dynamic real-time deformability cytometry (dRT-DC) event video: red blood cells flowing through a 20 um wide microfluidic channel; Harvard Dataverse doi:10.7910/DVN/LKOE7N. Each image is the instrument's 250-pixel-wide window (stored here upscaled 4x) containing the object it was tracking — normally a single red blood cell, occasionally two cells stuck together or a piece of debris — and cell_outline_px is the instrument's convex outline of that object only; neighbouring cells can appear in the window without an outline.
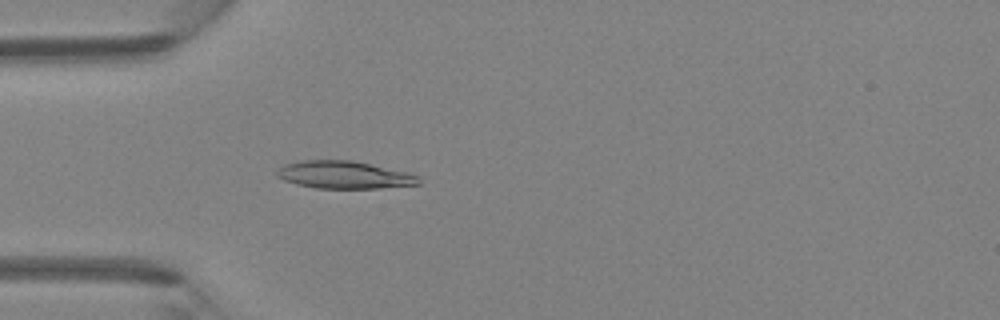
{"species": "Egyptian fruit bat (a non-hibernating species)", "species_latin": "Rousettus aegyptiacus", "temperature_condition": "room temperature", "stored_images_in_passage": 46, "camera_frame_rate_fps": 3000, "um_per_image_px": 0.085, "animal": {"sex": "female"}, "frame": {"image": 1, "passage_image": 14, "time_ms": 4.333, "image_size_px": [1000, 320], "cell_outline_px": [[420, 184], [380, 188], [316, 188], [296, 184], [284, 180], [276, 176], [276, 172], [284, 164], [300, 160], [352, 160], [408, 172], [420, 176]], "centroid_in_image_um": [29.26, 14.86], "position_along_channel_um": 55.7, "area_um2": 22.83}}
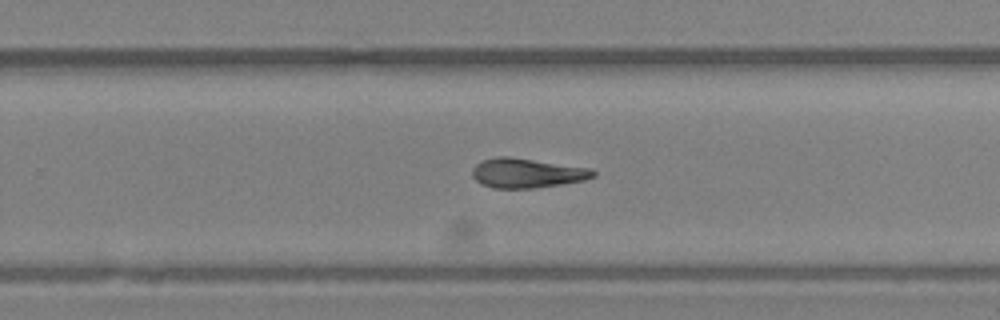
{"frame": {"image": 2, "passage_image": 30, "time_ms": 9.667, "image_size_px": [1000, 320], "cell_outline_px": [[596, 176], [584, 180], [536, 188], [492, 188], [480, 184], [472, 176], [472, 168], [476, 164], [484, 160], [496, 156], [512, 156], [592, 168], [596, 172]], "centroid_in_image_um": [44.79, 14.7], "position_along_channel_um": 285.0, "area_um2": 21.1}}
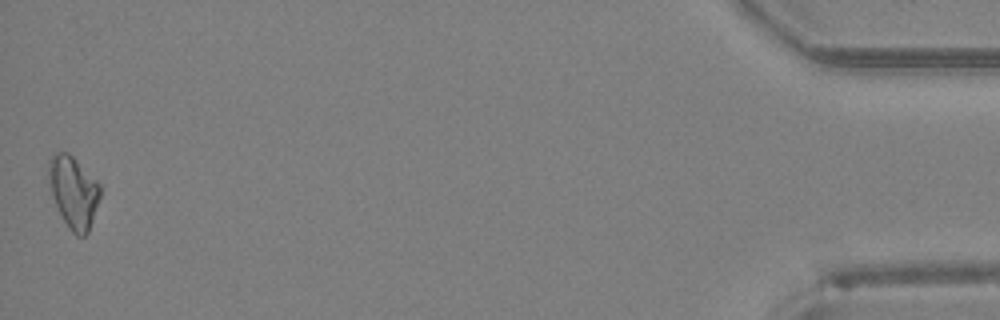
{"frame": {"image": 3, "passage_image": 46, "time_ms": 15.0, "image_size_px": [1000, 320], "cell_outline_px": [[100, 196], [88, 232], [84, 236], [76, 236], [68, 228], [52, 196], [48, 176], [48, 160], [52, 152], [68, 152], [100, 184]], "centroid_in_image_um": [6.22, 16.3], "position_along_channel_um": 429.0, "area_um2": 21.33}}